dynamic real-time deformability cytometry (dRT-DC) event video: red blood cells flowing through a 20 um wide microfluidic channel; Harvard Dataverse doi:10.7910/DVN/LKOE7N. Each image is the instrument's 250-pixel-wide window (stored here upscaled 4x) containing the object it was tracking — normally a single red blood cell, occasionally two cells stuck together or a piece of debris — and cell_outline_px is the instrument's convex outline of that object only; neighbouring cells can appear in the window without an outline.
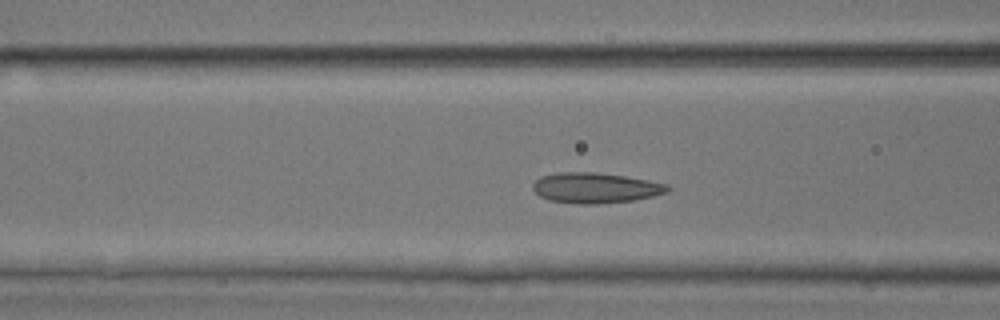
{"species": "common noctule bat (a hibernating species)", "species_latin": "Nyctalus noctula", "temperature_condition": "room temperature", "stored_images_in_passage": 42, "camera_frame_rate_fps": 3000, "um_per_image_px": 0.085, "animal": {"sex": "male", "body_mass_g": 17.9, "forearm_length_mm": 54.2}, "frame": {"image": 1, "passage_image": 10, "time_ms": 3.0, "image_size_px": [1000, 320], "cell_outline_px": [[672, 188], [668, 192], [636, 200], [596, 204], [576, 204], [548, 200], [540, 196], [532, 188], [532, 184], [540, 176], [556, 172], [596, 172], [624, 176], [648, 180], [668, 184]], "centroid_in_image_um": [50.61, 15.97], "position_along_channel_um": 116.0, "area_um2": 24.1}}
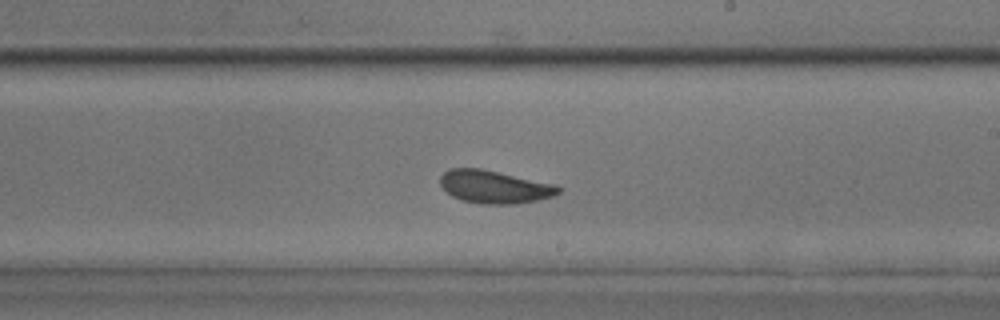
{"frame": {"image": 2, "passage_image": 20, "time_ms": 6.333, "image_size_px": [1000, 320], "cell_outline_px": [[560, 192], [552, 196], [536, 200], [516, 204], [480, 204], [460, 200], [452, 196], [440, 184], [440, 176], [448, 168], [480, 168], [556, 184], [560, 188]], "centroid_in_image_um": [42.0, 15.88], "position_along_channel_um": 247.0, "area_um2": 22.66}}
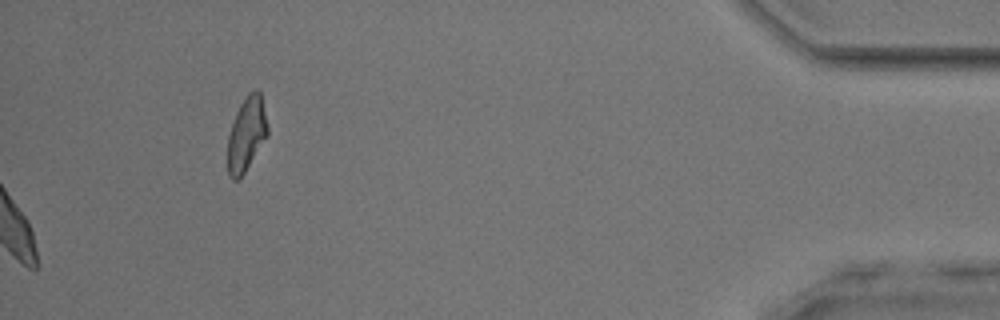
{"frame": {"image": 3, "passage_image": 42, "time_ms": 13.667, "image_size_px": [1000, 320], "cell_outline_px": [[268, 136], [244, 172], [236, 180], [232, 180], [228, 176], [228, 136], [236, 112], [240, 104], [248, 92], [252, 88], [256, 88], [260, 92], [268, 128]], "centroid_in_image_um": [20.95, 11.37], "position_along_channel_um": 414.2, "area_um2": 17.17}, "authors_computed_cell_mechanics": {"area_um2": 22.5998, "velocity_mm_per_s": 3.9533, "shape_relaxation_time_tau1_ms": 5.2545, "shape_relaxation_time_tau2_ms": 2.2954, "deformation_change_tau1": 0.1233, "deformation_change_tau2": 0.0772}}